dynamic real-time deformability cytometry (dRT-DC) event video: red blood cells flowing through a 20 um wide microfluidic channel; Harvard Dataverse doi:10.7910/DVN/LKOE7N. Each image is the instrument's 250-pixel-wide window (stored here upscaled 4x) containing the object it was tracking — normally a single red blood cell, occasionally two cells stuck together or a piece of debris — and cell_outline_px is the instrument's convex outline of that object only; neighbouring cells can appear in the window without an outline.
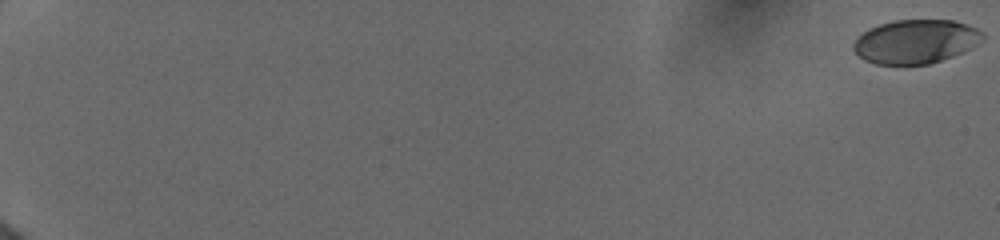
{"species": "human", "species_latin": "Homo sapiens", "temperature_condition": "cold", "stored_images_in_passage": 72, "camera_frame_rate_fps": 3000, "um_per_image_px": 0.085, "donor": {"sex": "female"}, "frame": {"image": 1, "passage_image": 1, "time_ms": 0.0, "image_size_px": [1000, 240], "cell_outline_px": [[984, 40], [952, 56], [928, 64], [876, 64], [864, 60], [852, 48], [852, 44], [868, 28], [880, 24], [896, 20], [952, 20], [976, 28], [984, 32]], "centroid_in_image_um": [77.82, 3.52], "position_along_channel_um": 7.2, "area_um2": 32.66}}
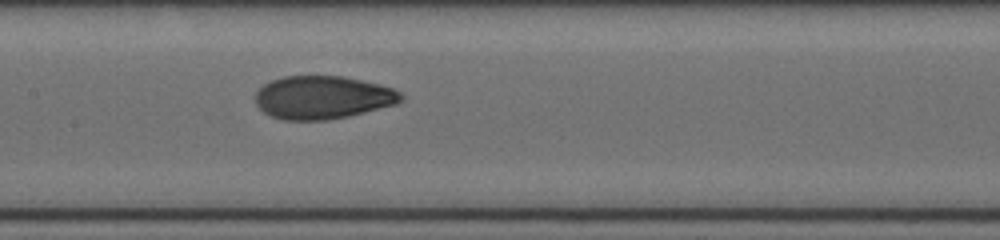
{"frame": {"image": 2, "passage_image": 31, "time_ms": 10.333, "image_size_px": [1000, 240], "cell_outline_px": [[404, 100], [396, 104], [348, 116], [328, 120], [284, 120], [272, 116], [264, 112], [256, 104], [256, 92], [264, 84], [272, 80], [284, 76], [344, 76], [392, 88], [400, 92], [404, 96]], "centroid_in_image_um": [27.43, 8.28], "position_along_channel_um": 180.0, "area_um2": 36.41}}
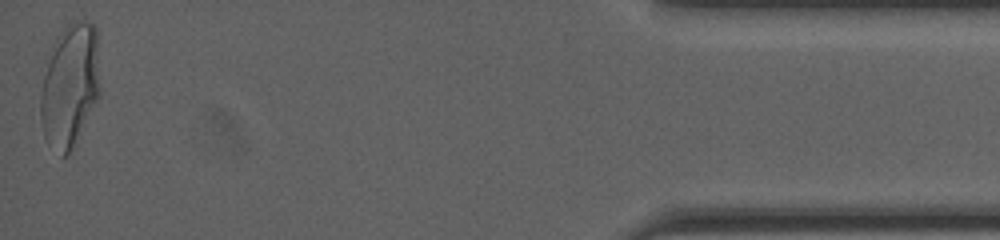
{"frame": {"image": 3, "passage_image": 71, "time_ms": 18.333, "image_size_px": [1000, 240], "cell_outline_px": [[100, 96], [68, 156], [60, 156], [48, 144], [44, 136], [40, 120], [40, 96], [48, 48], [56, 36], [72, 20], [84, 20], [92, 24], [96, 28], [100, 92]], "centroid_in_image_um": [5.91, 7.25], "position_along_channel_um": 429.3, "area_um2": 43.58}, "authors_computed_cell_mechanics": {"area_um2": 36.414, "velocity_mm_per_s": 3.9474, "shape_relaxation_time_tau1_ms": 6.1324, "shape_relaxation_time_tau2_ms": 0.8485, "deformation_change_tau1": 0.1981, "deformation_change_tau2": 0.0492}}